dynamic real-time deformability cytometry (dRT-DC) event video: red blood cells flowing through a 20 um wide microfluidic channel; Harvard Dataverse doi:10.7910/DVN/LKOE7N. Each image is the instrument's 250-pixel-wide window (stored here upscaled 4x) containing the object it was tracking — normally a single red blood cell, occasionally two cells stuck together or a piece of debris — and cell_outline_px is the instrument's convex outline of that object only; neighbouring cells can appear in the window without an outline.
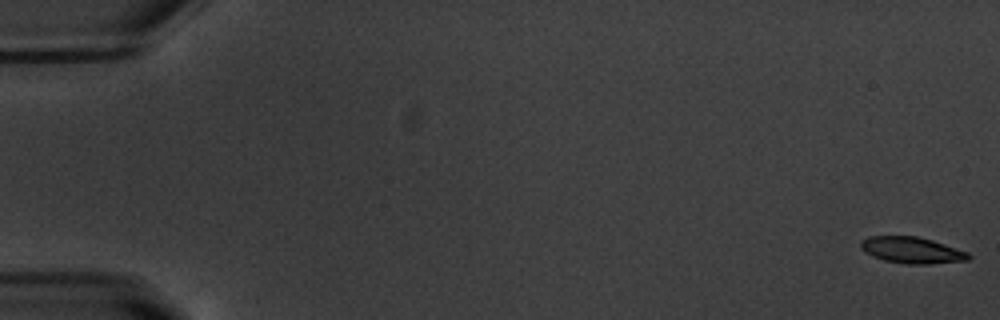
{"species": "common noctule bat (a hibernating species)", "species_latin": "Nyctalus noctula", "temperature_condition": "warm", "stored_images_in_passage": 54, "camera_frame_rate_fps": 3000, "um_per_image_px": 0.085, "animal": {"sex": "male", "body_mass_g": 20.1, "forearm_length_mm": 53.5}, "frame": {"image": 1, "passage_image": 1, "time_ms": 0.0, "image_size_px": [1000, 320], "cell_outline_px": [[972, 256], [968, 260], [928, 264], [908, 264], [884, 260], [872, 256], [864, 252], [860, 248], [860, 240], [868, 236], [916, 236], [932, 240], [968, 252]], "centroid_in_image_um": [77.47, 21.26], "position_along_channel_um": 7.5, "area_um2": 16.59}}
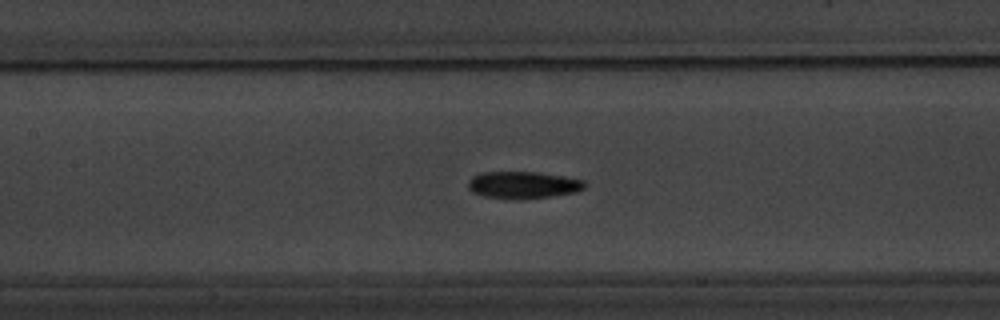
{"frame": {"image": 2, "passage_image": 26, "time_ms": 8.333, "image_size_px": [1000, 320], "cell_outline_px": [[588, 184], [584, 188], [576, 192], [520, 200], [516, 200], [484, 196], [472, 192], [468, 188], [468, 180], [472, 176], [480, 172], [536, 172], [564, 176], [584, 180]], "centroid_in_image_um": [44.45, 15.72], "position_along_channel_um": 163.0, "area_um2": 18.55}}
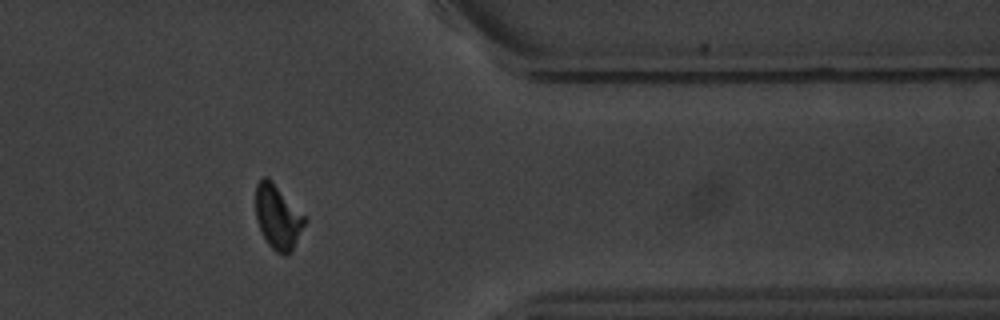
{"frame": {"image": 3, "passage_image": 45, "time_ms": 14.667, "image_size_px": [1000, 320], "cell_outline_px": [[308, 220], [288, 256], [284, 256], [276, 252], [268, 244], [256, 220], [256, 184], [264, 176], [268, 176], [308, 216]], "centroid_in_image_um": [23.66, 18.42], "position_along_channel_um": 387.7, "area_um2": 18.79}, "authors_computed_cell_mechanics": {"area_um2": 17.5712, "velocity_mm_per_s": 3.7693, "shape_relaxation_time_tau1_ms": 4.1267, "shape_relaxation_time_tau2_ms": 2.8046, "deformation_change_tau1": 0.149, "deformation_change_tau2": 0.0901}}